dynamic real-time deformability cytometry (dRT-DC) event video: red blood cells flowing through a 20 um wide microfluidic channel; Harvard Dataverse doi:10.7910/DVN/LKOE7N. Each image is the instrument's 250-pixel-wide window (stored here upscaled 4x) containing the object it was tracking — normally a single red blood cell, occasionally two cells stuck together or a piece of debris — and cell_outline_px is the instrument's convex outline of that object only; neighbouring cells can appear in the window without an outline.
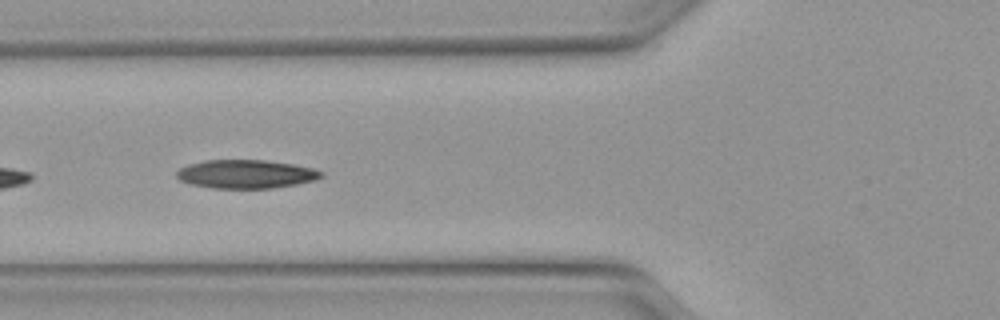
{"species": "Egyptian fruit bat (a non-hibernating species)", "species_latin": "Rousettus aegyptiacus", "temperature_condition": "warm", "stored_images_in_passage": 8, "camera_frame_rate_fps": 3000, "um_per_image_px": 0.085, "animal": {"sex": "female"}, "frame": {"image": 1, "passage_image": 4, "time_ms": 1.0, "image_size_px": [1000, 320], "cell_outline_px": [[324, 176], [316, 180], [296, 184], [272, 188], [212, 188], [192, 184], [180, 180], [176, 176], [176, 172], [180, 168], [188, 164], [204, 160], [264, 160], [292, 164], [312, 168], [324, 172]], "centroid_in_image_um": [20.91, 14.79], "position_along_channel_um": 104.9, "area_um2": 24.04}}